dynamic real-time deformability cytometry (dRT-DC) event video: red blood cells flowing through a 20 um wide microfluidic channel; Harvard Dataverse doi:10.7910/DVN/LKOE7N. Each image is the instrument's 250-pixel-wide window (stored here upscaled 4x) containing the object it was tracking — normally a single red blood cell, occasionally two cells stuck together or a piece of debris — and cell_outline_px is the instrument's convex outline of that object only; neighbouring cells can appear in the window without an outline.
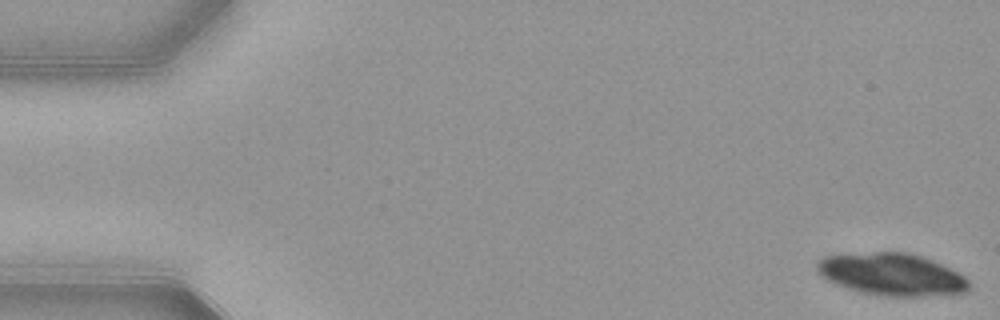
{"species": "common noctule bat (a hibernating species)", "species_latin": "Nyctalus noctula", "temperature_condition": "warm", "stored_images_in_passage": 24, "camera_frame_rate_fps": 3000, "um_per_image_px": 0.085, "animal": {"sex": "female", "body_mass_g": 21.9}, "frame": {"image": 1, "passage_image": 1, "time_ms": 0.0, "image_size_px": [1000, 320], "cell_outline_px": [[968, 288], [964, 292], [920, 296], [884, 296], [860, 292], [836, 284], [828, 280], [816, 268], [816, 264], [824, 256], [872, 252], [908, 252], [932, 260], [964, 276], [968, 280]], "centroid_in_image_um": [75.78, 23.32], "position_along_channel_um": 9.2, "area_um2": 36.76}}